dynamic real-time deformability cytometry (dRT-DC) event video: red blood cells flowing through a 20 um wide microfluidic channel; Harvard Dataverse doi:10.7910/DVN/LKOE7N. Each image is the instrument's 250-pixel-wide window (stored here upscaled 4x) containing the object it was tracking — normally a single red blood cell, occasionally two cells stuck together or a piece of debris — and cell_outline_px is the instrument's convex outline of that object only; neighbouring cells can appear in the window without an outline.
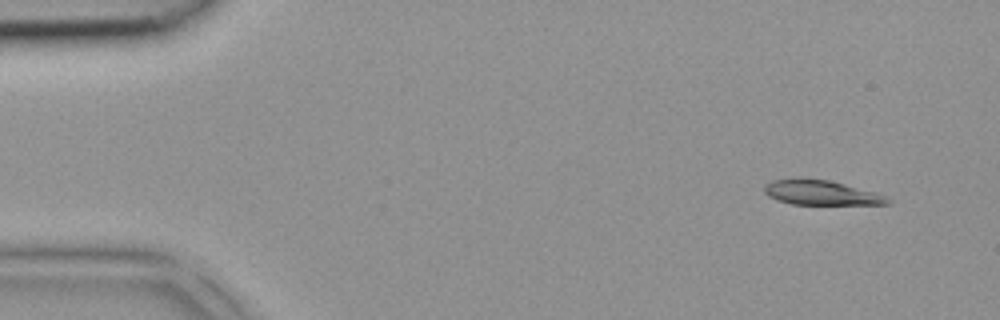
{"species": "common noctule bat (a hibernating species)", "species_latin": "Nyctalus noctula", "temperature_condition": "room temperature", "stored_images_in_passage": 4, "camera_frame_rate_fps": 3000, "um_per_image_px": 0.085, "animal": {"sex": "female", "body_mass_g": 18.4}, "frame": {"image": 1, "passage_image": 1, "time_ms": 0.0, "image_size_px": [1000, 320], "cell_outline_px": [[892, 200], [888, 204], [792, 204], [776, 200], [768, 196], [764, 192], [764, 184], [772, 180], [796, 176], [800, 176], [828, 180], [876, 192]], "centroid_in_image_um": [69.7, 16.34], "position_along_channel_um": 15.3, "area_um2": 18.09}}
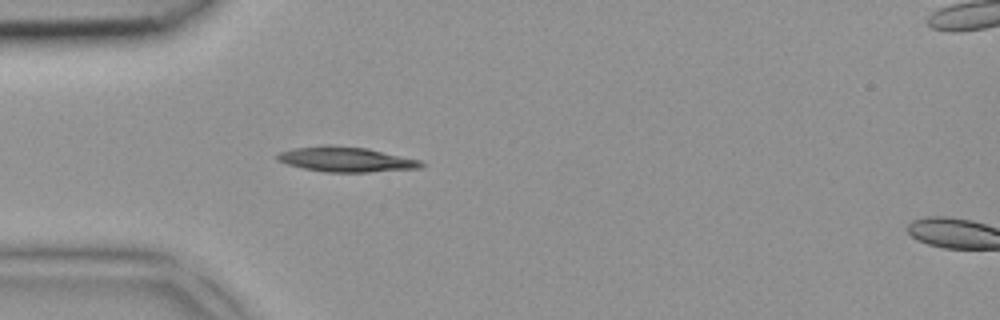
{"frame": {"image": 2, "passage_image": 3, "time_ms": 0.667, "image_size_px": [1000, 320], "cell_outline_px": [[424, 164], [420, 168], [368, 172], [324, 172], [304, 168], [288, 164], [280, 160], [276, 156], [280, 152], [292, 148], [324, 144], [332, 144], [368, 148], [420, 160]], "centroid_in_image_um": [29.41, 13.53], "position_along_channel_um": 55.6, "area_um2": 20.98}}